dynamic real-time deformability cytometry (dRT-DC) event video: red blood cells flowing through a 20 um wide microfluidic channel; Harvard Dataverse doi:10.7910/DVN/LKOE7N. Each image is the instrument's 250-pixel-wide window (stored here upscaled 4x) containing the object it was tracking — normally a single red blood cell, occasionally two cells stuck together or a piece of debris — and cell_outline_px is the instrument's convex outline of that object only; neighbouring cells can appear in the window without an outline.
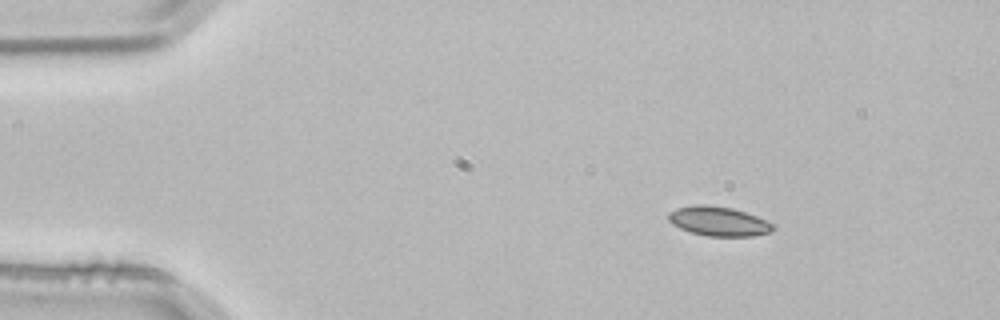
{"species": "common noctule bat (a hibernating species)", "species_latin": "Nyctalus noctula", "temperature_condition": "room temperature", "stored_images_in_passage": 3, "camera_frame_rate_fps": 3000, "um_per_image_px": 0.085, "animal": {"sex": "male", "body_mass_g": 21.5, "forearm_length_mm": 52.0}, "frame": {"image": 1, "passage_image": 1, "time_ms": 0.0, "image_size_px": [1000, 320], "cell_outline_px": [[776, 228], [772, 232], [752, 236], [708, 236], [692, 232], [680, 228], [672, 224], [668, 220], [668, 212], [676, 208], [692, 204], [708, 204], [732, 208], [756, 216], [776, 224]], "centroid_in_image_um": [61.09, 18.8], "position_along_channel_um": 23.9, "area_um2": 18.15}}